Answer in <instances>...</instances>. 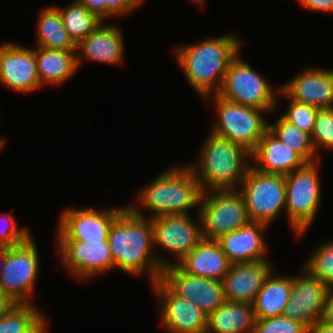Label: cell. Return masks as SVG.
Segmentation results:
<instances>
[{
	"instance_id": "obj_29",
	"label": "cell",
	"mask_w": 333,
	"mask_h": 333,
	"mask_svg": "<svg viewBox=\"0 0 333 333\" xmlns=\"http://www.w3.org/2000/svg\"><path fill=\"white\" fill-rule=\"evenodd\" d=\"M53 5L59 10L63 25L76 45L103 24V20L88 11L79 0L72 1L66 7Z\"/></svg>"
},
{
	"instance_id": "obj_38",
	"label": "cell",
	"mask_w": 333,
	"mask_h": 333,
	"mask_svg": "<svg viewBox=\"0 0 333 333\" xmlns=\"http://www.w3.org/2000/svg\"><path fill=\"white\" fill-rule=\"evenodd\" d=\"M302 7L311 11L333 12V0H298Z\"/></svg>"
},
{
	"instance_id": "obj_6",
	"label": "cell",
	"mask_w": 333,
	"mask_h": 333,
	"mask_svg": "<svg viewBox=\"0 0 333 333\" xmlns=\"http://www.w3.org/2000/svg\"><path fill=\"white\" fill-rule=\"evenodd\" d=\"M319 161L306 163L285 175L286 215L297 238L303 236L315 220L321 203Z\"/></svg>"
},
{
	"instance_id": "obj_43",
	"label": "cell",
	"mask_w": 333,
	"mask_h": 333,
	"mask_svg": "<svg viewBox=\"0 0 333 333\" xmlns=\"http://www.w3.org/2000/svg\"><path fill=\"white\" fill-rule=\"evenodd\" d=\"M191 2H193V3H197V4H200V6H202L203 7V5H204V0H190Z\"/></svg>"
},
{
	"instance_id": "obj_40",
	"label": "cell",
	"mask_w": 333,
	"mask_h": 333,
	"mask_svg": "<svg viewBox=\"0 0 333 333\" xmlns=\"http://www.w3.org/2000/svg\"><path fill=\"white\" fill-rule=\"evenodd\" d=\"M309 333H333V326L318 320L310 329Z\"/></svg>"
},
{
	"instance_id": "obj_23",
	"label": "cell",
	"mask_w": 333,
	"mask_h": 333,
	"mask_svg": "<svg viewBox=\"0 0 333 333\" xmlns=\"http://www.w3.org/2000/svg\"><path fill=\"white\" fill-rule=\"evenodd\" d=\"M231 264L218 241L204 238L177 263L189 275L220 281L229 271Z\"/></svg>"
},
{
	"instance_id": "obj_35",
	"label": "cell",
	"mask_w": 333,
	"mask_h": 333,
	"mask_svg": "<svg viewBox=\"0 0 333 333\" xmlns=\"http://www.w3.org/2000/svg\"><path fill=\"white\" fill-rule=\"evenodd\" d=\"M2 217V218H1ZM0 217V246H17L26 242L32 235L26 227L18 228L14 216Z\"/></svg>"
},
{
	"instance_id": "obj_27",
	"label": "cell",
	"mask_w": 333,
	"mask_h": 333,
	"mask_svg": "<svg viewBox=\"0 0 333 333\" xmlns=\"http://www.w3.org/2000/svg\"><path fill=\"white\" fill-rule=\"evenodd\" d=\"M46 314L32 304H11L0 316V333H47Z\"/></svg>"
},
{
	"instance_id": "obj_25",
	"label": "cell",
	"mask_w": 333,
	"mask_h": 333,
	"mask_svg": "<svg viewBox=\"0 0 333 333\" xmlns=\"http://www.w3.org/2000/svg\"><path fill=\"white\" fill-rule=\"evenodd\" d=\"M255 321L252 304L225 301L207 316L206 333H253Z\"/></svg>"
},
{
	"instance_id": "obj_12",
	"label": "cell",
	"mask_w": 333,
	"mask_h": 333,
	"mask_svg": "<svg viewBox=\"0 0 333 333\" xmlns=\"http://www.w3.org/2000/svg\"><path fill=\"white\" fill-rule=\"evenodd\" d=\"M152 287L167 333H206L207 315L198 306L177 295L161 278Z\"/></svg>"
},
{
	"instance_id": "obj_5",
	"label": "cell",
	"mask_w": 333,
	"mask_h": 333,
	"mask_svg": "<svg viewBox=\"0 0 333 333\" xmlns=\"http://www.w3.org/2000/svg\"><path fill=\"white\" fill-rule=\"evenodd\" d=\"M217 109L218 119L211 128V133L236 143L252 153L260 139L269 129L262 109L236 104L221 98L218 95L206 97Z\"/></svg>"
},
{
	"instance_id": "obj_32",
	"label": "cell",
	"mask_w": 333,
	"mask_h": 333,
	"mask_svg": "<svg viewBox=\"0 0 333 333\" xmlns=\"http://www.w3.org/2000/svg\"><path fill=\"white\" fill-rule=\"evenodd\" d=\"M311 142L318 157L321 149L333 151V108L318 109Z\"/></svg>"
},
{
	"instance_id": "obj_22",
	"label": "cell",
	"mask_w": 333,
	"mask_h": 333,
	"mask_svg": "<svg viewBox=\"0 0 333 333\" xmlns=\"http://www.w3.org/2000/svg\"><path fill=\"white\" fill-rule=\"evenodd\" d=\"M122 34L116 25H100L76 45L78 68L82 59L112 65L123 63L125 50Z\"/></svg>"
},
{
	"instance_id": "obj_30",
	"label": "cell",
	"mask_w": 333,
	"mask_h": 333,
	"mask_svg": "<svg viewBox=\"0 0 333 333\" xmlns=\"http://www.w3.org/2000/svg\"><path fill=\"white\" fill-rule=\"evenodd\" d=\"M269 130L284 144L296 151L307 163L319 161L311 142V135L286 121L282 116L275 124H269Z\"/></svg>"
},
{
	"instance_id": "obj_9",
	"label": "cell",
	"mask_w": 333,
	"mask_h": 333,
	"mask_svg": "<svg viewBox=\"0 0 333 333\" xmlns=\"http://www.w3.org/2000/svg\"><path fill=\"white\" fill-rule=\"evenodd\" d=\"M239 187L251 222L270 226L286 208L284 175L263 173L251 166Z\"/></svg>"
},
{
	"instance_id": "obj_42",
	"label": "cell",
	"mask_w": 333,
	"mask_h": 333,
	"mask_svg": "<svg viewBox=\"0 0 333 333\" xmlns=\"http://www.w3.org/2000/svg\"><path fill=\"white\" fill-rule=\"evenodd\" d=\"M12 303L9 302L1 293H0V316L4 313V311L11 305Z\"/></svg>"
},
{
	"instance_id": "obj_39",
	"label": "cell",
	"mask_w": 333,
	"mask_h": 333,
	"mask_svg": "<svg viewBox=\"0 0 333 333\" xmlns=\"http://www.w3.org/2000/svg\"><path fill=\"white\" fill-rule=\"evenodd\" d=\"M320 320L333 326V289L329 290Z\"/></svg>"
},
{
	"instance_id": "obj_18",
	"label": "cell",
	"mask_w": 333,
	"mask_h": 333,
	"mask_svg": "<svg viewBox=\"0 0 333 333\" xmlns=\"http://www.w3.org/2000/svg\"><path fill=\"white\" fill-rule=\"evenodd\" d=\"M280 89L292 100L318 109L333 108V70L310 67Z\"/></svg>"
},
{
	"instance_id": "obj_41",
	"label": "cell",
	"mask_w": 333,
	"mask_h": 333,
	"mask_svg": "<svg viewBox=\"0 0 333 333\" xmlns=\"http://www.w3.org/2000/svg\"><path fill=\"white\" fill-rule=\"evenodd\" d=\"M8 252V246H0V278L2 275L3 265L6 259V254Z\"/></svg>"
},
{
	"instance_id": "obj_7",
	"label": "cell",
	"mask_w": 333,
	"mask_h": 333,
	"mask_svg": "<svg viewBox=\"0 0 333 333\" xmlns=\"http://www.w3.org/2000/svg\"><path fill=\"white\" fill-rule=\"evenodd\" d=\"M241 58L239 54L230 62L218 96L245 106L272 112L276 109L280 86L277 89ZM276 90V91H275Z\"/></svg>"
},
{
	"instance_id": "obj_2",
	"label": "cell",
	"mask_w": 333,
	"mask_h": 333,
	"mask_svg": "<svg viewBox=\"0 0 333 333\" xmlns=\"http://www.w3.org/2000/svg\"><path fill=\"white\" fill-rule=\"evenodd\" d=\"M241 44L239 37L226 34L178 46L173 53L193 91L205 99L220 91L229 64L239 54Z\"/></svg>"
},
{
	"instance_id": "obj_21",
	"label": "cell",
	"mask_w": 333,
	"mask_h": 333,
	"mask_svg": "<svg viewBox=\"0 0 333 333\" xmlns=\"http://www.w3.org/2000/svg\"><path fill=\"white\" fill-rule=\"evenodd\" d=\"M268 228L264 223L250 221L217 241L231 263L262 261L267 259V243L263 233Z\"/></svg>"
},
{
	"instance_id": "obj_28",
	"label": "cell",
	"mask_w": 333,
	"mask_h": 333,
	"mask_svg": "<svg viewBox=\"0 0 333 333\" xmlns=\"http://www.w3.org/2000/svg\"><path fill=\"white\" fill-rule=\"evenodd\" d=\"M36 32V46L38 47L76 51V44L66 31L61 14L54 5L47 6L41 10Z\"/></svg>"
},
{
	"instance_id": "obj_37",
	"label": "cell",
	"mask_w": 333,
	"mask_h": 333,
	"mask_svg": "<svg viewBox=\"0 0 333 333\" xmlns=\"http://www.w3.org/2000/svg\"><path fill=\"white\" fill-rule=\"evenodd\" d=\"M90 12L96 14L101 20L107 19L106 0H79Z\"/></svg>"
},
{
	"instance_id": "obj_44",
	"label": "cell",
	"mask_w": 333,
	"mask_h": 333,
	"mask_svg": "<svg viewBox=\"0 0 333 333\" xmlns=\"http://www.w3.org/2000/svg\"><path fill=\"white\" fill-rule=\"evenodd\" d=\"M6 140L0 137V147L3 148V145L5 144Z\"/></svg>"
},
{
	"instance_id": "obj_16",
	"label": "cell",
	"mask_w": 333,
	"mask_h": 333,
	"mask_svg": "<svg viewBox=\"0 0 333 333\" xmlns=\"http://www.w3.org/2000/svg\"><path fill=\"white\" fill-rule=\"evenodd\" d=\"M161 279L177 295L192 301L207 316L226 301L222 281L189 275L175 263L163 268Z\"/></svg>"
},
{
	"instance_id": "obj_15",
	"label": "cell",
	"mask_w": 333,
	"mask_h": 333,
	"mask_svg": "<svg viewBox=\"0 0 333 333\" xmlns=\"http://www.w3.org/2000/svg\"><path fill=\"white\" fill-rule=\"evenodd\" d=\"M302 275H293V286L283 316L310 329L321 319L330 288L302 267Z\"/></svg>"
},
{
	"instance_id": "obj_20",
	"label": "cell",
	"mask_w": 333,
	"mask_h": 333,
	"mask_svg": "<svg viewBox=\"0 0 333 333\" xmlns=\"http://www.w3.org/2000/svg\"><path fill=\"white\" fill-rule=\"evenodd\" d=\"M251 165L255 170L269 174L288 175L307 162L291 147L282 142L269 129L251 153Z\"/></svg>"
},
{
	"instance_id": "obj_31",
	"label": "cell",
	"mask_w": 333,
	"mask_h": 333,
	"mask_svg": "<svg viewBox=\"0 0 333 333\" xmlns=\"http://www.w3.org/2000/svg\"><path fill=\"white\" fill-rule=\"evenodd\" d=\"M303 268L333 289V241L321 243L303 264Z\"/></svg>"
},
{
	"instance_id": "obj_34",
	"label": "cell",
	"mask_w": 333,
	"mask_h": 333,
	"mask_svg": "<svg viewBox=\"0 0 333 333\" xmlns=\"http://www.w3.org/2000/svg\"><path fill=\"white\" fill-rule=\"evenodd\" d=\"M253 333H309L301 322L282 316L256 320Z\"/></svg>"
},
{
	"instance_id": "obj_13",
	"label": "cell",
	"mask_w": 333,
	"mask_h": 333,
	"mask_svg": "<svg viewBox=\"0 0 333 333\" xmlns=\"http://www.w3.org/2000/svg\"><path fill=\"white\" fill-rule=\"evenodd\" d=\"M57 251L70 275L84 280L114 269L108 241L58 240Z\"/></svg>"
},
{
	"instance_id": "obj_11",
	"label": "cell",
	"mask_w": 333,
	"mask_h": 333,
	"mask_svg": "<svg viewBox=\"0 0 333 333\" xmlns=\"http://www.w3.org/2000/svg\"><path fill=\"white\" fill-rule=\"evenodd\" d=\"M126 207L97 210L91 207L67 208L61 214L57 240H79L85 242L108 241L112 223Z\"/></svg>"
},
{
	"instance_id": "obj_1",
	"label": "cell",
	"mask_w": 333,
	"mask_h": 333,
	"mask_svg": "<svg viewBox=\"0 0 333 333\" xmlns=\"http://www.w3.org/2000/svg\"><path fill=\"white\" fill-rule=\"evenodd\" d=\"M107 240L114 269L137 276L146 272L150 284L161 278L164 267L174 264L153 251L152 219L143 212L135 214L128 205L112 223Z\"/></svg>"
},
{
	"instance_id": "obj_26",
	"label": "cell",
	"mask_w": 333,
	"mask_h": 333,
	"mask_svg": "<svg viewBox=\"0 0 333 333\" xmlns=\"http://www.w3.org/2000/svg\"><path fill=\"white\" fill-rule=\"evenodd\" d=\"M40 84L61 85L77 72L76 51L35 47Z\"/></svg>"
},
{
	"instance_id": "obj_19",
	"label": "cell",
	"mask_w": 333,
	"mask_h": 333,
	"mask_svg": "<svg viewBox=\"0 0 333 333\" xmlns=\"http://www.w3.org/2000/svg\"><path fill=\"white\" fill-rule=\"evenodd\" d=\"M273 268L268 259L232 263L222 280L225 300L252 304Z\"/></svg>"
},
{
	"instance_id": "obj_33",
	"label": "cell",
	"mask_w": 333,
	"mask_h": 333,
	"mask_svg": "<svg viewBox=\"0 0 333 333\" xmlns=\"http://www.w3.org/2000/svg\"><path fill=\"white\" fill-rule=\"evenodd\" d=\"M279 94L288 98L290 101L288 108L282 114V117L294 126H297L299 129L311 135L314 130L318 108L290 99L281 89Z\"/></svg>"
},
{
	"instance_id": "obj_24",
	"label": "cell",
	"mask_w": 333,
	"mask_h": 333,
	"mask_svg": "<svg viewBox=\"0 0 333 333\" xmlns=\"http://www.w3.org/2000/svg\"><path fill=\"white\" fill-rule=\"evenodd\" d=\"M274 270L268 274L252 303L256 320L282 316L289 301L293 276L276 275Z\"/></svg>"
},
{
	"instance_id": "obj_36",
	"label": "cell",
	"mask_w": 333,
	"mask_h": 333,
	"mask_svg": "<svg viewBox=\"0 0 333 333\" xmlns=\"http://www.w3.org/2000/svg\"><path fill=\"white\" fill-rule=\"evenodd\" d=\"M143 0H106L107 18L122 17L136 10Z\"/></svg>"
},
{
	"instance_id": "obj_3",
	"label": "cell",
	"mask_w": 333,
	"mask_h": 333,
	"mask_svg": "<svg viewBox=\"0 0 333 333\" xmlns=\"http://www.w3.org/2000/svg\"><path fill=\"white\" fill-rule=\"evenodd\" d=\"M203 191L196 176L187 165L168 167L138 193V203L128 206L135 214L142 208L151 211L148 218L163 215L190 214L189 209L200 206ZM141 206V207H140Z\"/></svg>"
},
{
	"instance_id": "obj_8",
	"label": "cell",
	"mask_w": 333,
	"mask_h": 333,
	"mask_svg": "<svg viewBox=\"0 0 333 333\" xmlns=\"http://www.w3.org/2000/svg\"><path fill=\"white\" fill-rule=\"evenodd\" d=\"M197 209L202 235L207 240L217 241L250 222L244 196L239 189L203 192Z\"/></svg>"
},
{
	"instance_id": "obj_10",
	"label": "cell",
	"mask_w": 333,
	"mask_h": 333,
	"mask_svg": "<svg viewBox=\"0 0 333 333\" xmlns=\"http://www.w3.org/2000/svg\"><path fill=\"white\" fill-rule=\"evenodd\" d=\"M33 240L31 236L20 245L8 246L0 278V293L13 304H32L40 266Z\"/></svg>"
},
{
	"instance_id": "obj_4",
	"label": "cell",
	"mask_w": 333,
	"mask_h": 333,
	"mask_svg": "<svg viewBox=\"0 0 333 333\" xmlns=\"http://www.w3.org/2000/svg\"><path fill=\"white\" fill-rule=\"evenodd\" d=\"M249 158L251 153L245 148L210 132L198 161L188 165L203 192L238 189L251 167Z\"/></svg>"
},
{
	"instance_id": "obj_14",
	"label": "cell",
	"mask_w": 333,
	"mask_h": 333,
	"mask_svg": "<svg viewBox=\"0 0 333 333\" xmlns=\"http://www.w3.org/2000/svg\"><path fill=\"white\" fill-rule=\"evenodd\" d=\"M198 225L189 214L163 215L152 218L153 248L160 246L175 255V264L189 254L203 239L199 213Z\"/></svg>"
},
{
	"instance_id": "obj_17",
	"label": "cell",
	"mask_w": 333,
	"mask_h": 333,
	"mask_svg": "<svg viewBox=\"0 0 333 333\" xmlns=\"http://www.w3.org/2000/svg\"><path fill=\"white\" fill-rule=\"evenodd\" d=\"M0 82L18 93L33 92L43 87L37 72L35 49L14 42L2 44Z\"/></svg>"
}]
</instances>
